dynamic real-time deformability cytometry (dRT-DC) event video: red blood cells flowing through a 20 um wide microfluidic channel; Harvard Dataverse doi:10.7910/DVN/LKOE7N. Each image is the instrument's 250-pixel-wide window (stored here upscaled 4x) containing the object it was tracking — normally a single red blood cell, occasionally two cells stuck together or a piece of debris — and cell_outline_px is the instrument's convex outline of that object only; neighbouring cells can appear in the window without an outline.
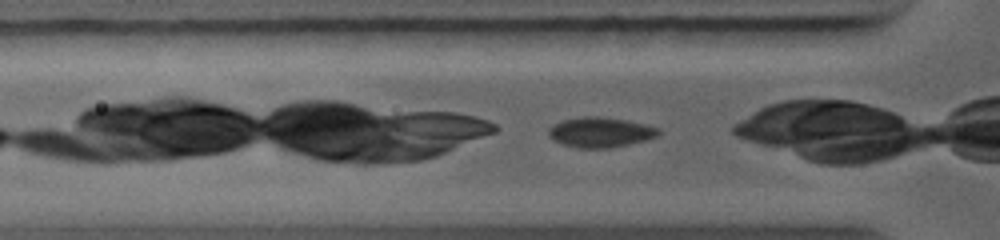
{"species": "common noctule bat (a hibernating species)", "species_latin": "Nyctalus noctula", "temperature_condition": "warm", "stored_images_in_passage": 3, "camera_frame_rate_fps": 5000, "um_per_image_px": 0.085, "animal": {"sex": "female", "body_mass_g": 19.0, "forearm_length_mm": 56.7}, "frame": {"image": 1, "passage_image": 2, "time_ms": 0.2, "image_size_px": [1000, 240], "cell_outline_px": [[660, 136], [612, 148], [576, 148], [552, 140], [548, 136], [548, 128], [552, 124], [564, 120], [584, 116], [600, 116], [628, 120], [660, 128]], "centroid_in_image_um": [51.02, 11.24], "position_along_channel_um": 74.8, "area_um2": 19.48}}